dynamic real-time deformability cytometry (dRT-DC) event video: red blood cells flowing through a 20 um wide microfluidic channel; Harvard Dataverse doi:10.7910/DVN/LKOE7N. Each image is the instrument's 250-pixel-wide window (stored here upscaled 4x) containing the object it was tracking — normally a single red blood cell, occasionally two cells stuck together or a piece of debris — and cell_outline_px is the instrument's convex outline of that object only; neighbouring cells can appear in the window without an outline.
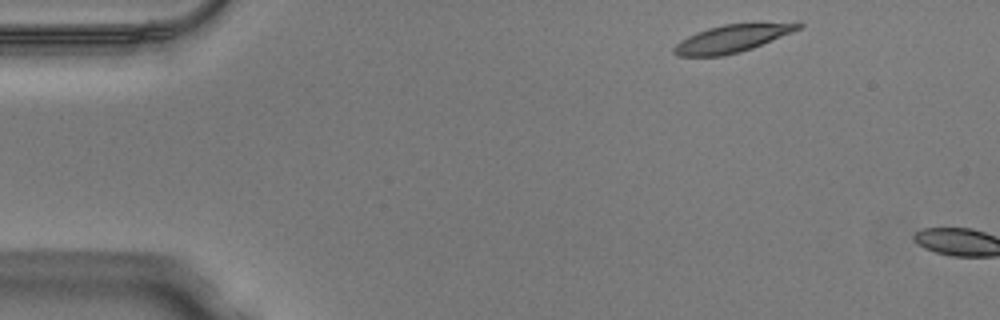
{"species": "Egyptian fruit bat (a non-hibernating species)", "species_latin": "Rousettus aegyptiacus", "temperature_condition": "warm", "stored_images_in_passage": 4, "camera_frame_rate_fps": 3000, "um_per_image_px": 0.085, "animal": {"sex": "male"}, "frame": {"image": 1, "passage_image": 1, "time_ms": 0.0, "image_size_px": [1000, 320], "cell_outline_px": [[804, 24], [800, 28], [792, 32], [752, 48], [740, 52], [724, 56], [676, 56], [672, 52], [672, 48], [680, 40], [696, 32], [708, 28], [724, 24], [800, 20]], "centroid_in_image_um": [62.3, 3.24], "position_along_channel_um": 22.7, "area_um2": 20.58}}